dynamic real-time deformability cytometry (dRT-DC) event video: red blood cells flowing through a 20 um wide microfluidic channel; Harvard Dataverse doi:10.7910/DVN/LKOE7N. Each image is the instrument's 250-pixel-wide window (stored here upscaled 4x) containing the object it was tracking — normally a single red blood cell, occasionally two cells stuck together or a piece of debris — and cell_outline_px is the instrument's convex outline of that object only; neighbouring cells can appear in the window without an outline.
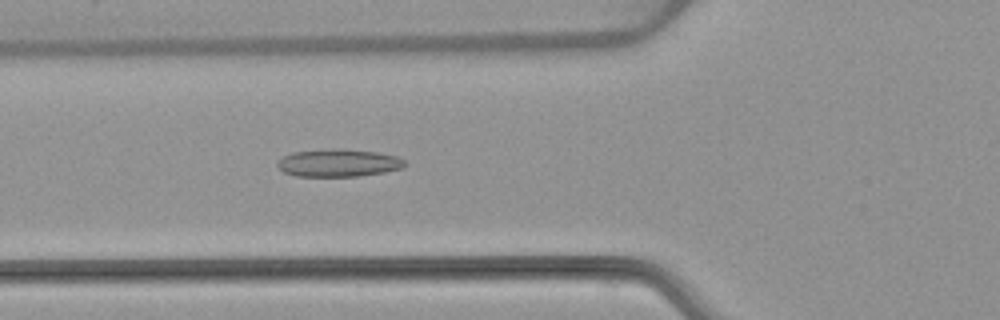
{"species": "common noctule bat (a hibernating species)", "species_latin": "Nyctalus noctula", "temperature_condition": "warm", "stored_images_in_passage": 53, "camera_frame_rate_fps": 3000, "um_per_image_px": 0.085, "animal": {"sex": "female", "body_mass_g": 22.7, "forearm_length_mm": 54.2}, "frame": {"image": 1, "passage_image": 19, "time_ms": 6.0, "image_size_px": [1000, 320], "cell_outline_px": [[408, 164], [404, 168], [384, 172], [356, 176], [296, 176], [284, 172], [276, 164], [284, 156], [292, 152], [336, 148], [344, 148], [376, 152], [396, 156], [404, 160]], "centroid_in_image_um": [28.8, 13.84], "position_along_channel_um": 97.0, "area_um2": 20.52}}
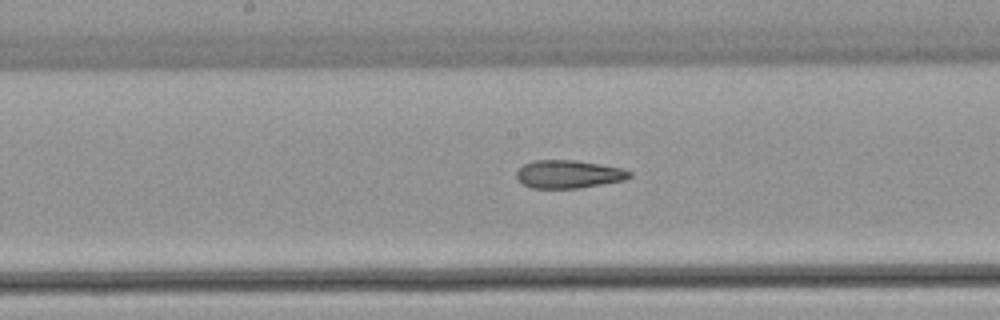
{"frame": {"image": 2, "passage_image": 27, "time_ms": 8.667, "image_size_px": [1000, 320], "cell_outline_px": [[632, 176], [624, 180], [580, 188], [532, 188], [516, 180], [516, 172], [524, 164], [536, 160], [576, 160], [600, 164], [620, 168], [632, 172]], "centroid_in_image_um": [48.32, 14.81], "position_along_channel_um": 199.9, "area_um2": 18.44}}
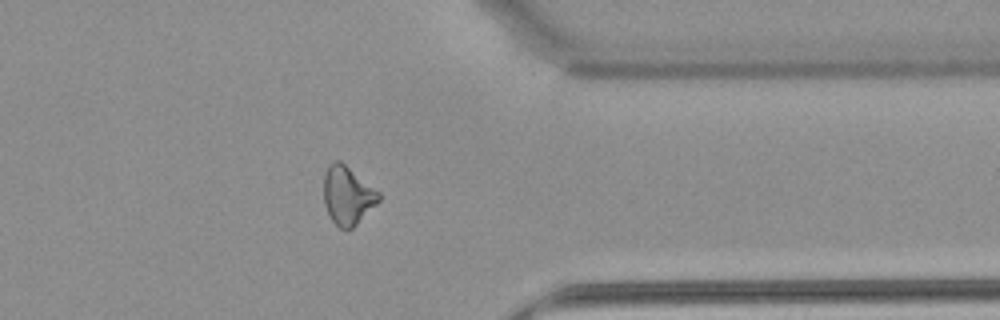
{"frame": {"image": 3, "passage_image": 42, "time_ms": 13.667, "image_size_px": [1000, 320], "cell_outline_px": [[380, 200], [352, 228], [340, 228], [332, 220], [324, 204], [324, 172], [328, 164], [332, 160], [340, 160], [380, 192]], "centroid_in_image_um": [29.53, 16.56], "position_along_channel_um": 381.9, "area_um2": 18.61}, "authors_computed_cell_mechanics": {"area_um2": 20.1144, "velocity_mm_per_s": 3.8408, "shape_relaxation_time_tau1_ms": null, "shape_relaxation_time_tau2_ms": 3.9971, "deformation_change_tau1": null, "deformation_change_tau2": 0.1195}}